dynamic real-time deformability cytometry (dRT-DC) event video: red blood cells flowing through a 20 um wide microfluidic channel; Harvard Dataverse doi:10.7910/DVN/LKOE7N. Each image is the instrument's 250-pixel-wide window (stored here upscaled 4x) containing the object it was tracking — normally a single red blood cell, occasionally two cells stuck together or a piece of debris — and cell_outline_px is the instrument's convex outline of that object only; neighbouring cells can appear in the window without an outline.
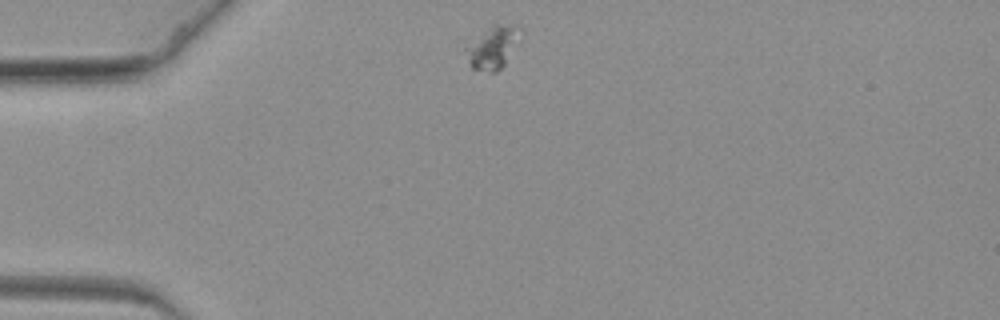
{"species": "common noctule bat (a hibernating species)", "species_latin": "Nyctalus noctula", "temperature_condition": "warm", "stored_images_in_passage": 51, "camera_frame_rate_fps": 3000, "um_per_image_px": 0.085, "animal": {"sex": "female", "body_mass_g": 19.3, "forearm_length_mm": 54.1}, "frame": {"image": 1, "passage_image": 1, "time_ms": 0.0, "image_size_px": [1000, 320], "cell_outline_px": [[524, 36], [504, 64], [496, 72], [488, 72], [472, 68], [456, 44], [460, 40], [492, 24], [520, 24], [524, 28]], "centroid_in_image_um": [41.76, 3.92], "position_along_channel_um": 43.2, "area_um2": 15.66}}
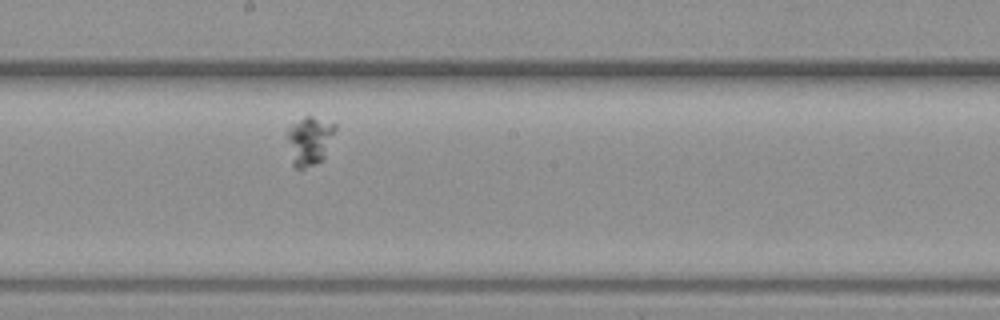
{"frame": {"image": 2, "passage_image": 22, "time_ms": 7.0, "image_size_px": [1000, 320], "cell_outline_px": [[336, 128], [324, 160], [316, 164], [304, 168], [296, 168], [292, 164], [284, 136], [288, 128], [304, 116], [312, 116], [336, 124]], "centroid_in_image_um": [26.27, 11.98], "position_along_channel_um": 221.9, "area_um2": 13.99}}
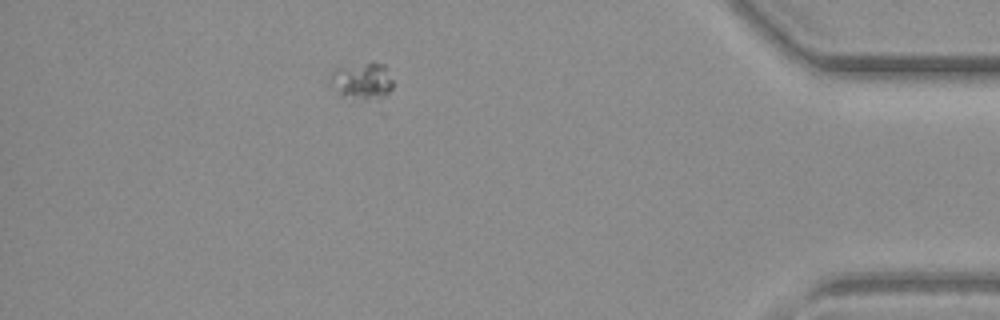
{"frame": {"image": 3, "passage_image": 44, "time_ms": 14.333, "image_size_px": [1000, 320], "cell_outline_px": [[392, 88], [380, 100], [364, 100], [344, 96], [328, 84], [328, 80], [332, 72], [336, 68], [368, 64], [384, 64], [392, 80]], "centroid_in_image_um": [30.76, 6.93], "position_along_channel_um": 404.4, "area_um2": 13.24}}